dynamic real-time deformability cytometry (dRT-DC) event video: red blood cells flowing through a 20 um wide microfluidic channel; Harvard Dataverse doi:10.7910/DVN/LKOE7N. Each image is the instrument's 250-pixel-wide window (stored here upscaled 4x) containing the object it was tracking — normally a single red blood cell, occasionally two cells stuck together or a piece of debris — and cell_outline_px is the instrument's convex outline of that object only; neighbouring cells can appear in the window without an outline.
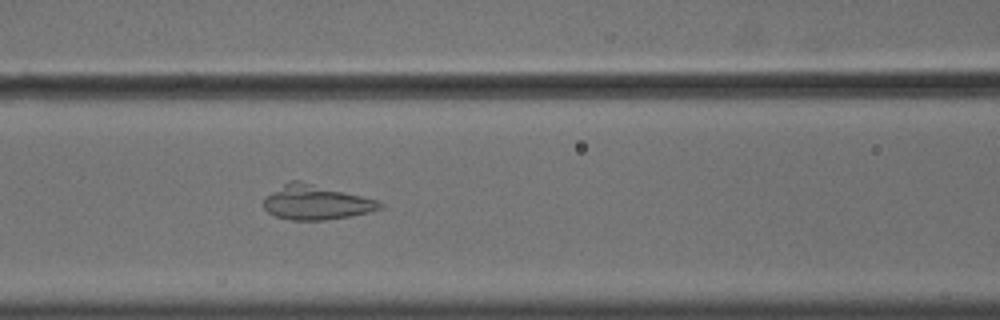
{"species": "common noctule bat (a hibernating species)", "species_latin": "Nyctalus noctula", "temperature_condition": "cold", "stored_images_in_passage": 44, "camera_frame_rate_fps": 3000, "um_per_image_px": 0.085, "animal": {"sex": "male", "body_mass_g": 18.8}, "frame": {"image": 1, "passage_image": 14, "time_ms": 4.333, "image_size_px": [1000, 320], "cell_outline_px": [[384, 204], [380, 208], [368, 212], [328, 220], [292, 220], [276, 216], [268, 212], [264, 208], [264, 196], [284, 184], [292, 180], [300, 180], [380, 200]], "centroid_in_image_um": [26.87, 17.19], "position_along_channel_um": 139.7, "area_um2": 23.41}}
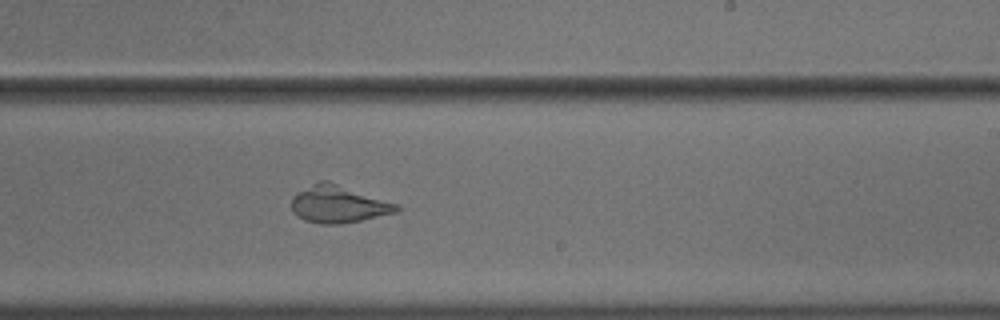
{"frame": {"image": 2, "passage_image": 24, "time_ms": 7.667, "image_size_px": [1000, 320], "cell_outline_px": [[400, 208], [396, 212], [360, 220], [340, 224], [320, 224], [304, 220], [296, 216], [292, 212], [292, 196], [312, 184], [320, 180], [328, 180], [400, 204]], "centroid_in_image_um": [28.77, 17.35], "position_along_channel_um": 260.2, "area_um2": 22.89}}
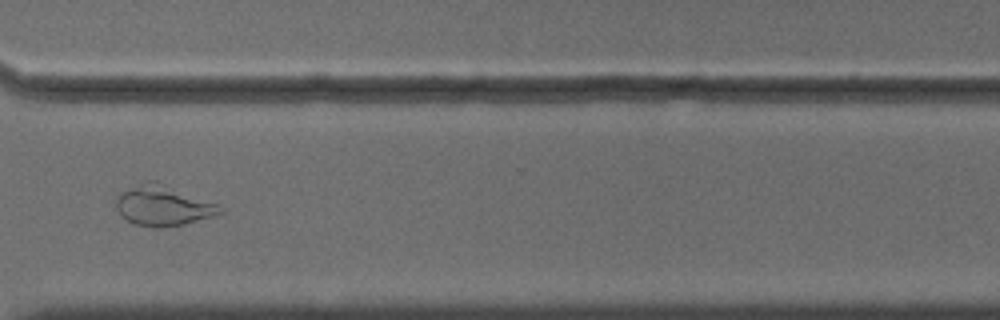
{"frame": {"image": 3, "passage_image": 32, "time_ms": 10.333, "image_size_px": [1000, 320], "cell_outline_px": [[224, 212], [212, 216], [184, 224], [160, 228], [136, 224], [120, 216], [116, 208], [116, 200], [124, 192], [140, 184], [152, 180], [156, 180], [216, 204], [224, 208]], "centroid_in_image_um": [13.88, 17.49], "position_along_channel_um": 356.7, "area_um2": 23.81}}